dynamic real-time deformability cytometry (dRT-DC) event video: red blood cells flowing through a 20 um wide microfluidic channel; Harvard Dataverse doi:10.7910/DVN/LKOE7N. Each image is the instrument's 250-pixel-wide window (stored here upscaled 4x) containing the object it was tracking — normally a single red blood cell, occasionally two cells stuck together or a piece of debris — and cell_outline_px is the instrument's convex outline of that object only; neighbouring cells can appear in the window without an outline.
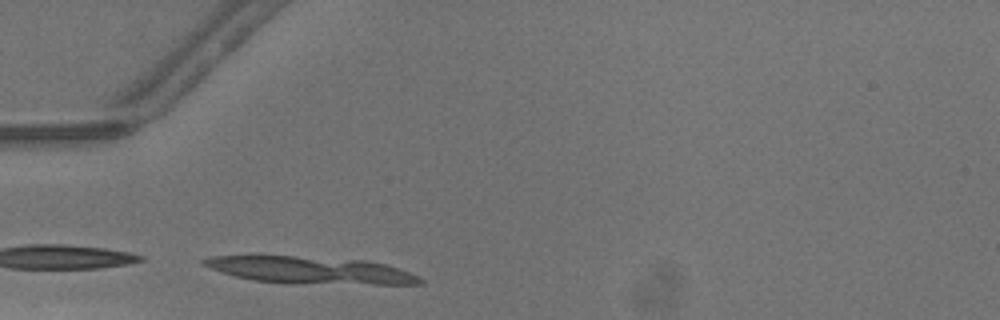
{"species": "common noctule bat (a hibernating species)", "species_latin": "Nyctalus noctula", "temperature_condition": "warm", "stored_images_in_passage": 26, "segment_of_instrument_passage": [1, 2], "camera_frame_rate_fps": 3000, "um_per_image_px": 0.085, "animal": {"sex": "male", "body_mass_g": 13.3}, "frame": {"image": 1, "passage_image": 2, "time_ms": 0.333, "image_size_px": [1000, 320], "cell_outline_px": [[424, 284], [288, 284], [252, 280], [220, 272], [200, 264], [200, 260], [212, 256], [256, 252], [368, 260], [384, 264], [408, 272], [424, 280]], "centroid_in_image_um": [26.18, 22.91], "position_along_channel_um": 58.8, "area_um2": 36.01}}